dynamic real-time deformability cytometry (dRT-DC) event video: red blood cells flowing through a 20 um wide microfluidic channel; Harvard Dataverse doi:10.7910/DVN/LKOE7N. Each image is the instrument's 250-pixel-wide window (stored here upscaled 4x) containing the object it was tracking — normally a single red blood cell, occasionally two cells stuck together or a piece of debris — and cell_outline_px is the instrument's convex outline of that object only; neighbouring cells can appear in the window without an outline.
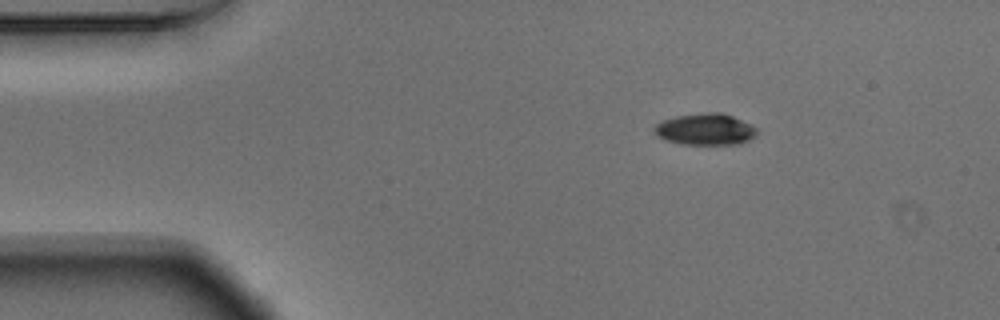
{"species": "Egyptian fruit bat (a non-hibernating species)", "species_latin": "Rousettus aegyptiacus", "temperature_condition": "warm", "stored_images_in_passage": 47, "camera_frame_rate_fps": 3000, "um_per_image_px": 0.085, "animal": {"sex": "male"}, "frame": {"image": 1, "passage_image": 1, "time_ms": 0.0, "image_size_px": [1000, 320], "cell_outline_px": [[760, 128], [756, 136], [740, 144], [680, 144], [664, 140], [652, 128], [656, 124], [664, 120], [676, 116], [704, 112], [720, 112], [732, 116]], "centroid_in_image_um": [60.0, 10.99], "position_along_channel_um": 25.0, "area_um2": 18.96}}
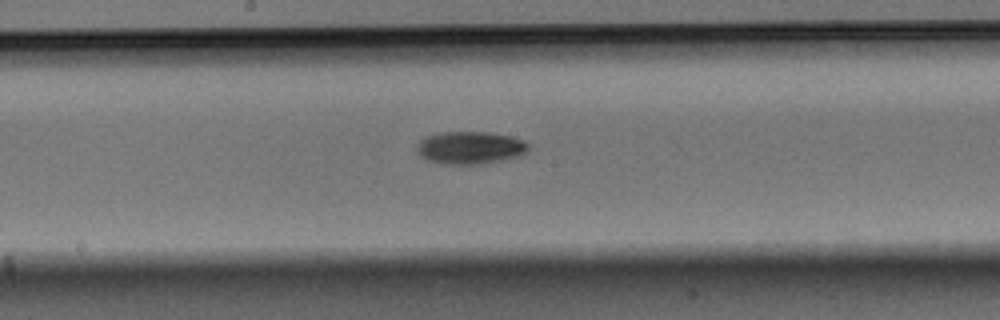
{"frame": {"image": 2, "passage_image": 21, "time_ms": 6.667, "image_size_px": [1000, 320], "cell_outline_px": [[528, 148], [520, 156], [484, 164], [448, 164], [428, 160], [420, 156], [416, 148], [420, 140], [424, 136], [444, 132], [488, 132], [512, 136], [524, 140], [528, 144]], "centroid_in_image_um": [39.96, 12.55], "position_along_channel_um": 208.2, "area_um2": 21.21}}
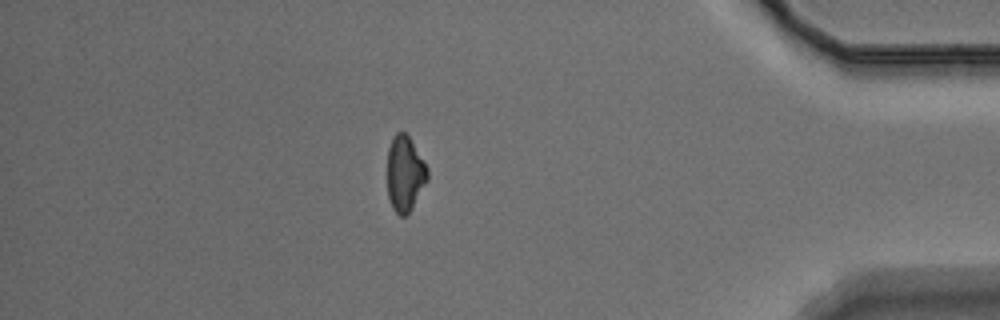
{"frame": {"image": 3, "passage_image": 40, "time_ms": 13.0, "image_size_px": [1000, 320], "cell_outline_px": [[428, 180], [412, 208], [404, 216], [400, 216], [392, 208], [388, 196], [388, 148], [392, 136], [396, 132], [404, 132], [408, 136], [428, 168]], "centroid_in_image_um": [34.41, 14.76], "position_along_channel_um": 400.8, "area_um2": 17.57}, "authors_computed_cell_mechanics": {"area_um2": 18.9584, "velocity_mm_per_s": 3.6861, "shape_relaxation_time_tau1_ms": 2.1816, "shape_relaxation_time_tau2_ms": null, "deformation_change_tau1": 0.1034, "deformation_change_tau2": null}}